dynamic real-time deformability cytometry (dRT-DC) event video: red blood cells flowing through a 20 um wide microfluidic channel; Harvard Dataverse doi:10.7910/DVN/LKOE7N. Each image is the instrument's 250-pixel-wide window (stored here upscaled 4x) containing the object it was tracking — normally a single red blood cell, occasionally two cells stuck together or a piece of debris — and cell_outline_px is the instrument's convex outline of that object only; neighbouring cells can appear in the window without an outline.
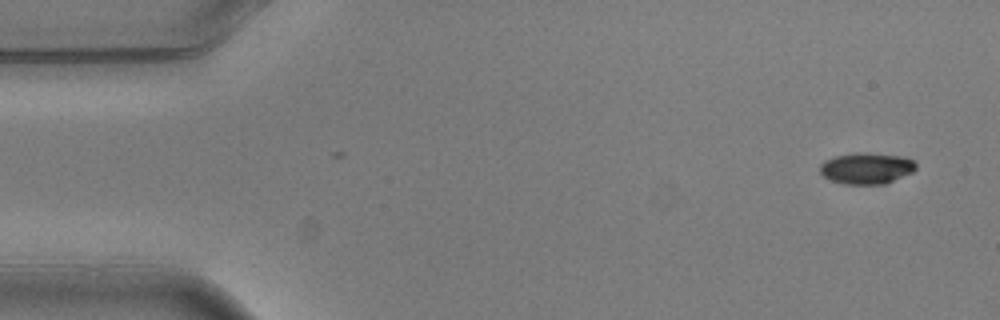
{"species": "common noctule bat (a hibernating species)", "species_latin": "Nyctalus noctula", "temperature_condition": "warm", "stored_images_in_passage": 4, "camera_frame_rate_fps": 3000, "um_per_image_px": 0.085, "animal": {"sex": "male", "body_mass_g": 20.5, "forearm_length_mm": 52.5}, "frame": {"image": 1, "passage_image": 1, "time_ms": 0.0, "image_size_px": [1000, 320], "cell_outline_px": [[916, 168], [912, 172], [884, 184], [844, 184], [832, 180], [824, 176], [820, 172], [820, 164], [824, 160], [836, 156], [856, 152], [904, 156], [912, 160], [916, 164]], "centroid_in_image_um": [73.64, 14.3], "position_along_channel_um": 11.4, "area_um2": 17.34}}
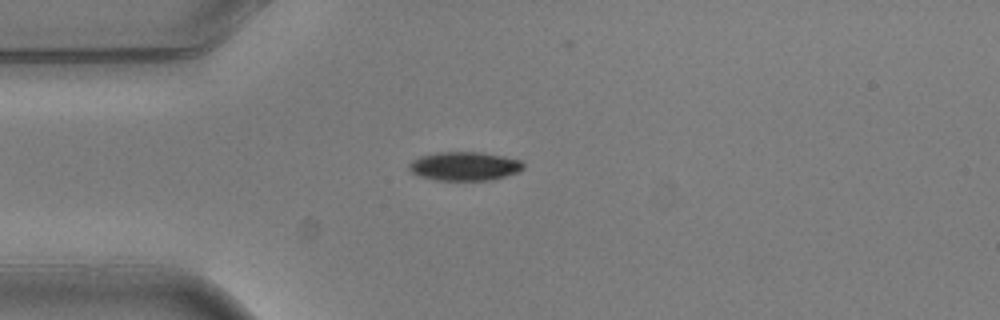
{"frame": {"image": 2, "passage_image": 4, "time_ms": 1.0, "image_size_px": [1000, 320], "cell_outline_px": [[524, 168], [520, 172], [492, 180], [436, 180], [420, 176], [412, 172], [408, 168], [408, 164], [412, 160], [420, 156], [436, 152], [480, 152], [504, 156], [520, 160], [524, 164]], "centroid_in_image_um": [39.5, 14.12], "position_along_channel_um": 45.5, "area_um2": 19.31}}